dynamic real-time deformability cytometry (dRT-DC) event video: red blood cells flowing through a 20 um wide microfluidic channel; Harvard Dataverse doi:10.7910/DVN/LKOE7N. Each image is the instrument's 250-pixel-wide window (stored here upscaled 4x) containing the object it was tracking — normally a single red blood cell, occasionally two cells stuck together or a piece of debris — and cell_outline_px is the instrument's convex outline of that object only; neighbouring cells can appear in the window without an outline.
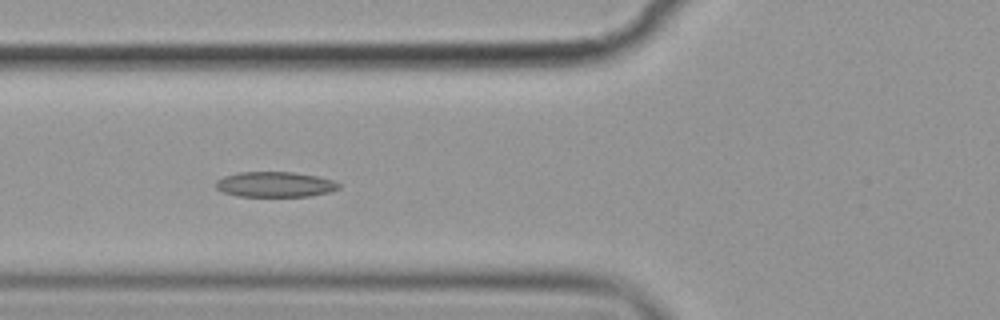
{"species": "common noctule bat (a hibernating species)", "species_latin": "Nyctalus noctula", "temperature_condition": "cold", "stored_images_in_passage": 7, "camera_frame_rate_fps": 3000, "um_per_image_px": 0.085, "animal": {"sex": "female", "body_mass_g": 19.9}, "frame": {"image": 1, "passage_image": 6, "time_ms": 6.0, "image_size_px": [1000, 320], "cell_outline_px": [[340, 188], [328, 192], [308, 196], [236, 196], [220, 192], [216, 188], [216, 180], [224, 176], [236, 172], [292, 172], [316, 176], [332, 180], [340, 184]], "centroid_in_image_um": [23.32, 15.67], "position_along_channel_um": 102.5, "area_um2": 18.15}}
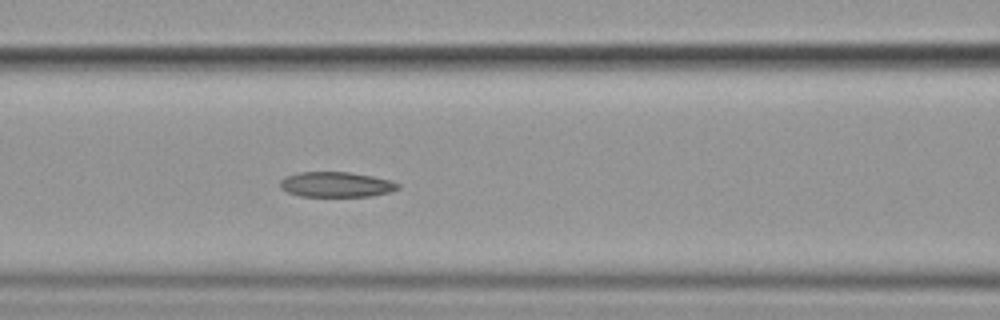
{"frame": {"image": 2, "passage_image": 7, "time_ms": 7.0, "image_size_px": [1000, 320], "cell_outline_px": [[400, 188], [392, 192], [372, 196], [300, 196], [288, 192], [280, 188], [280, 180], [284, 176], [296, 172], [348, 172], [372, 176], [392, 180], [400, 184]], "centroid_in_image_um": [28.59, 15.68], "position_along_channel_um": 138.0, "area_um2": 17.51}}